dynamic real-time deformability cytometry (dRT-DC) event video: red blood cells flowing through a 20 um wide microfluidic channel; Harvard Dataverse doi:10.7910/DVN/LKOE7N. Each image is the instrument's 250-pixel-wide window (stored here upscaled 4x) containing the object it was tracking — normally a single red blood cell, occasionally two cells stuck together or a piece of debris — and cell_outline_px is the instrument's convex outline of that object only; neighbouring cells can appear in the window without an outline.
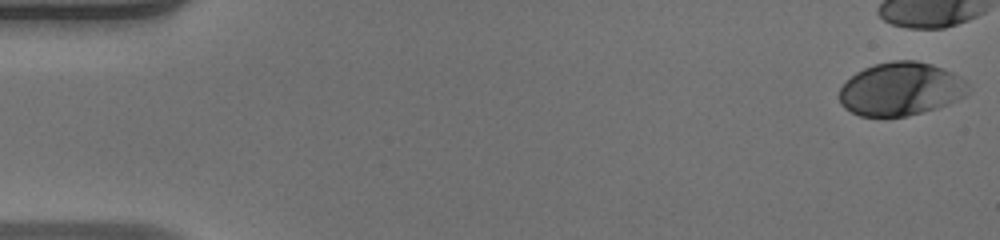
{"species": "human", "species_latin": "Homo sapiens", "temperature_condition": "warm", "stored_images_in_passage": 40, "camera_frame_rate_fps": 3000, "um_per_image_px": 0.085, "donor": {"sex": "male"}, "frame": {"image": 1, "passage_image": 1, "time_ms": 0.0, "image_size_px": [1000, 240], "cell_outline_px": [[968, 92], [964, 96], [948, 104], [936, 108], [908, 116], [860, 116], [844, 108], [840, 104], [840, 88], [856, 72], [864, 68], [876, 64], [892, 60], [916, 60], [932, 64], [944, 68], [952, 72], [968, 84]], "centroid_in_image_um": [76.56, 7.56], "position_along_channel_um": 8.4, "area_um2": 39.82}}